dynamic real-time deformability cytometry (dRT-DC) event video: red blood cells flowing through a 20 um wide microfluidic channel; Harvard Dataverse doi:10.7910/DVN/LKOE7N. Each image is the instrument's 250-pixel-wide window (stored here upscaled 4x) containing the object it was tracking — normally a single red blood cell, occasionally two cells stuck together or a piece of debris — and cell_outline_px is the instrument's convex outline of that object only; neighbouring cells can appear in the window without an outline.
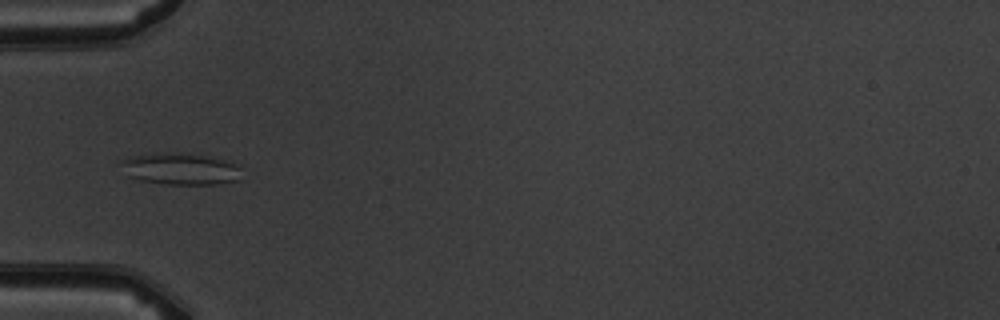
{"species": "common noctule bat (a hibernating species)", "species_latin": "Nyctalus noctula", "temperature_condition": "warm", "stored_images_in_passage": 9, "camera_frame_rate_fps": 3000, "um_per_image_px": 0.085, "animal": {"sex": "male", "body_mass_g": 19.5, "forearm_length_mm": 54.6}, "frame": {"image": 1, "passage_image": 6, "time_ms": 6.0, "image_size_px": [1000, 320], "cell_outline_px": [[240, 180], [216, 184], [164, 184], [140, 180], [128, 176], [120, 164], [120, 160], [132, 156], [204, 156], [224, 160], [240, 168]], "centroid_in_image_um": [15.35, 14.43], "position_along_channel_um": 69.6, "area_um2": 20.87}}
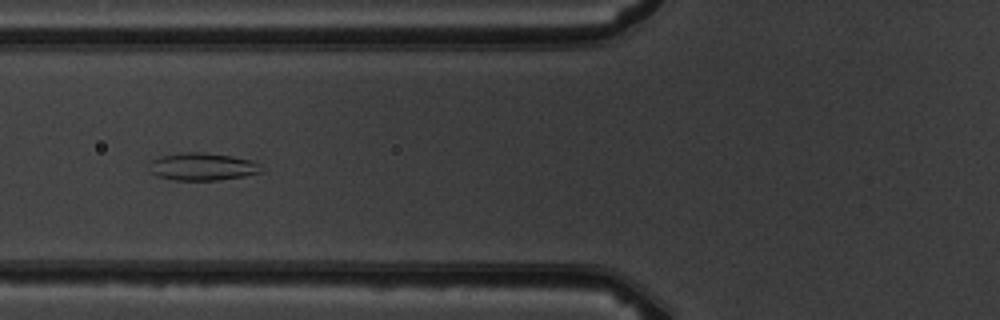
{"frame": {"image": 2, "passage_image": 7, "time_ms": 7.0, "image_size_px": [1000, 320], "cell_outline_px": [[260, 172], [244, 176], [216, 180], [172, 180], [156, 176], [148, 172], [148, 164], [152, 160], [160, 156], [180, 152], [204, 152], [232, 156], [252, 160], [260, 164]], "centroid_in_image_um": [17.12, 14.16], "position_along_channel_um": 108.7, "area_um2": 18.21}}
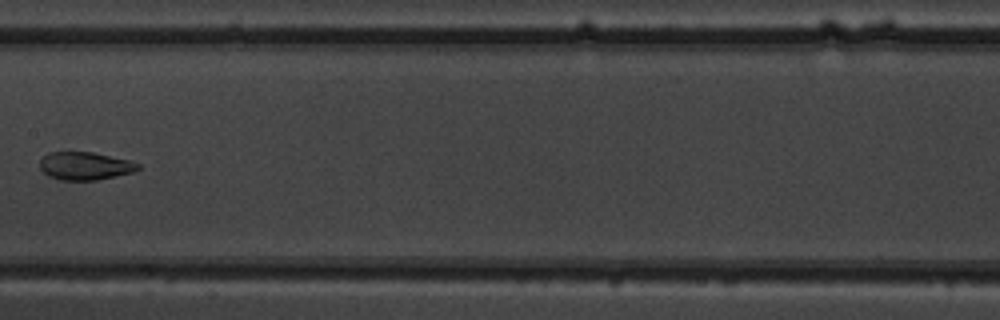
{"frame": {"image": 3, "passage_image": 9, "time_ms": 9.333, "image_size_px": [1000, 320], "cell_outline_px": [[140, 168], [132, 172], [96, 180], [60, 180], [48, 176], [40, 168], [40, 160], [48, 152], [92, 152], [128, 160], [140, 164]], "centroid_in_image_um": [7.2, 14.1], "position_along_channel_um": 200.2, "area_um2": 15.84}}